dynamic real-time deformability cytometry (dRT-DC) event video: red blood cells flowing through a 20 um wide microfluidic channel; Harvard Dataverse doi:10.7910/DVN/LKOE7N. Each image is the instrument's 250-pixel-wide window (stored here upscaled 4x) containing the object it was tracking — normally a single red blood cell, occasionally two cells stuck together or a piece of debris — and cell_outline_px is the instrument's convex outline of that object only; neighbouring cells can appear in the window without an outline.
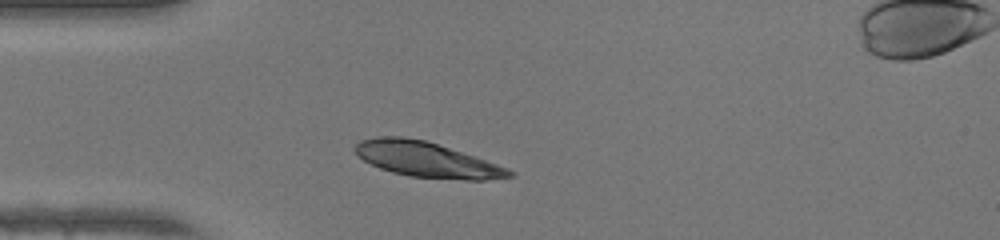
{"species": "human", "species_latin": "Homo sapiens", "temperature_condition": "warm", "stored_images_in_passage": 42, "camera_frame_rate_fps": 3000, "um_per_image_px": 0.085, "donor": {"sex": "female"}, "frame": {"image": 1, "passage_image": 5, "time_ms": 1.333, "image_size_px": [1000, 240], "cell_outline_px": [[516, 176], [484, 180], [464, 180], [408, 176], [392, 172], [380, 168], [364, 160], [352, 148], [360, 140], [376, 136], [404, 136], [424, 140], [476, 156], [508, 168], [516, 172]], "centroid_in_image_um": [36.29, 13.56], "position_along_channel_um": 48.7, "area_um2": 31.73}}
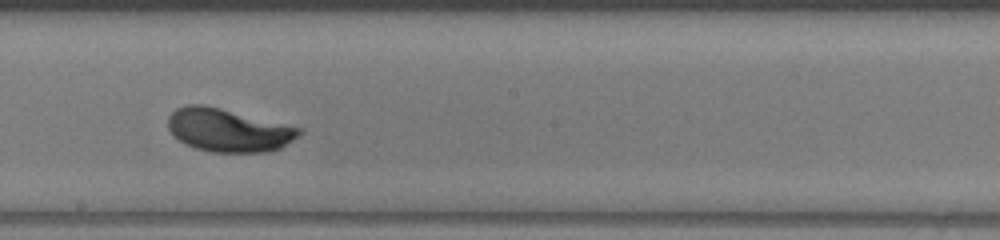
{"frame": {"image": 2, "passage_image": 19, "time_ms": 6.0, "image_size_px": [1000, 240], "cell_outline_px": [[300, 136], [280, 148], [268, 152], [212, 152], [196, 148], [184, 144], [168, 128], [168, 116], [176, 108], [188, 104], [204, 104], [300, 128]], "centroid_in_image_um": [19.38, 11.07], "position_along_channel_um": 228.8, "area_um2": 32.6}}
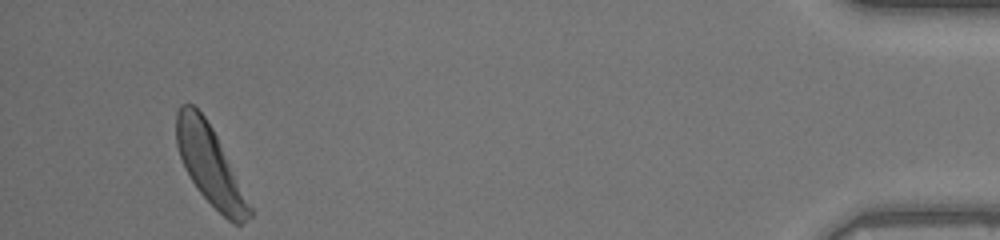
{"frame": {"image": 3, "passage_image": 38, "time_ms": 12.333, "image_size_px": [1000, 240], "cell_outline_px": [[252, 216], [240, 224], [232, 224], [196, 188], [180, 156], [176, 144], [176, 112], [180, 104], [192, 104], [204, 116], [212, 128], [252, 208]], "centroid_in_image_um": [17.83, 14.03], "position_along_channel_um": 417.4, "area_um2": 32.54}}